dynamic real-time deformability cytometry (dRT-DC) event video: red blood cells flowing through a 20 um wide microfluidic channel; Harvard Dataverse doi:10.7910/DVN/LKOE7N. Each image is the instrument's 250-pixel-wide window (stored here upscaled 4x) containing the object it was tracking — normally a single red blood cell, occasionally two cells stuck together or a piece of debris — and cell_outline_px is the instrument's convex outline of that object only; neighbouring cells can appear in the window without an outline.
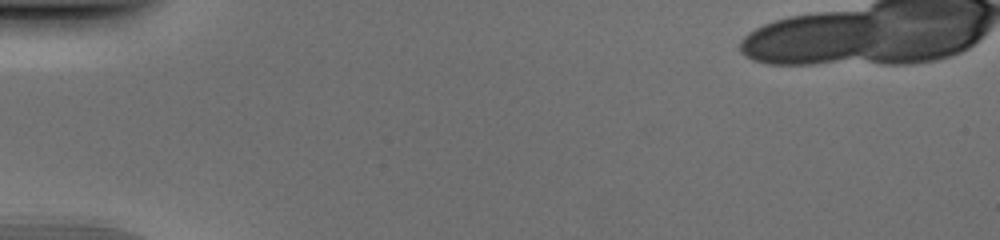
{"species": "human", "species_latin": "Homo sapiens", "temperature_condition": "cold", "stored_images_in_passage": 1, "camera_frame_rate_fps": 3000, "um_per_image_px": 0.085, "donor": {"sex": "male"}, "frame": {"image": 1, "passage_image": 1, "time_ms": 0.0, "image_size_px": [1000, 240], "cell_outline_px": [[872, 24], [860, 48], [856, 52], [836, 56], [812, 60], [768, 60], [756, 56], [748, 52], [748, 40], [756, 32], [772, 24], [788, 20], [808, 16], [868, 16]], "centroid_in_image_um": [68.87, 3.23], "position_along_channel_um": 16.1, "area_um2": 31.67}}